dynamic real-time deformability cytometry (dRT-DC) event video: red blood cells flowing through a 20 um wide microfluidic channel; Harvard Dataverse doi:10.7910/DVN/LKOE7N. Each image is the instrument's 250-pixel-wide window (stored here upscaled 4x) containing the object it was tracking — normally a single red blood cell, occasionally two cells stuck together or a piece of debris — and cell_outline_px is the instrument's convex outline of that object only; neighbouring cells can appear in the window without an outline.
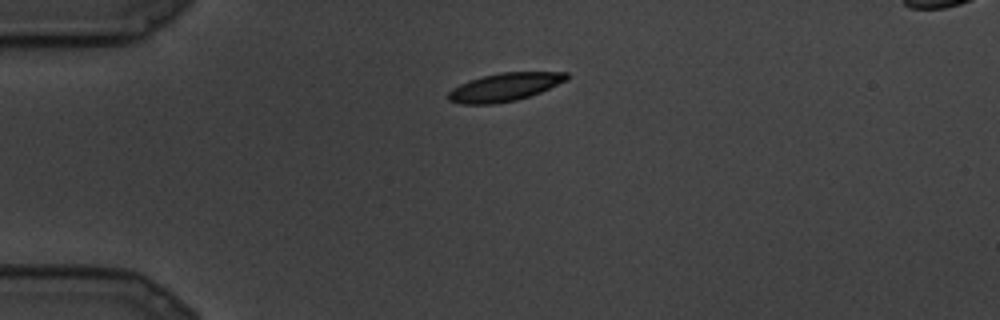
{"species": "common noctule bat (a hibernating species)", "species_latin": "Nyctalus noctula", "temperature_condition": "cold", "stored_images_in_passage": 9, "camera_frame_rate_fps": 3000, "um_per_image_px": 0.085, "animal": {"sex": "male", "body_mass_g": 19.5, "forearm_length_mm": 54.6}, "frame": {"image": 1, "passage_image": 1, "time_ms": 0.0, "image_size_px": [1000, 320], "cell_outline_px": [[568, 80], [540, 92], [516, 100], [496, 104], [460, 104], [448, 100], [448, 92], [452, 88], [460, 84], [484, 76], [500, 72], [568, 72]], "centroid_in_image_um": [42.89, 7.41], "position_along_channel_um": 42.1, "area_um2": 19.31}}
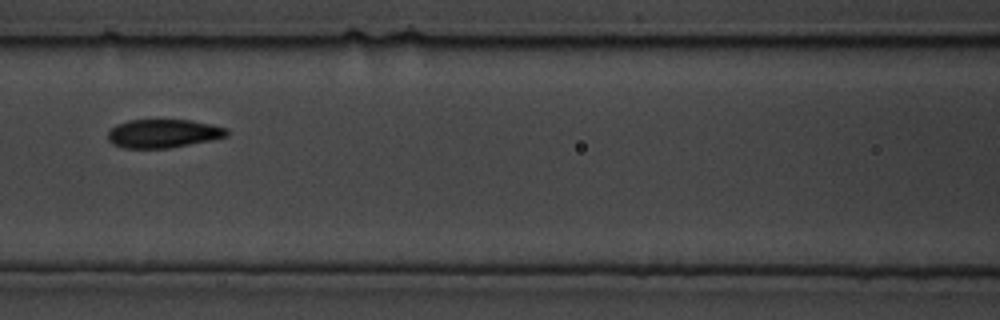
{"frame": {"image": 2, "passage_image": 7, "time_ms": 2.0, "image_size_px": [1000, 320], "cell_outline_px": [[228, 136], [212, 140], [168, 148], [124, 148], [112, 144], [108, 140], [108, 132], [116, 124], [128, 120], [192, 120], [212, 124], [228, 128]], "centroid_in_image_um": [13.89, 11.34], "position_along_channel_um": 152.7, "area_um2": 19.88}}
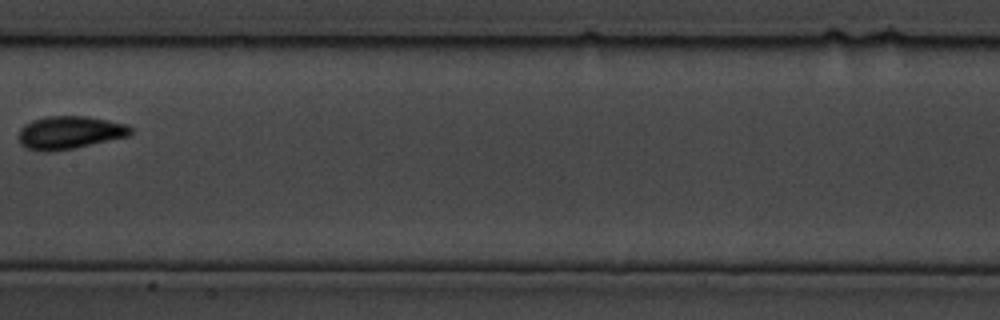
{"frame": {"image": 3, "passage_image": 9, "time_ms": 2.667, "image_size_px": [1000, 320], "cell_outline_px": [[132, 132], [128, 136], [76, 148], [52, 152], [44, 152], [24, 148], [20, 144], [20, 128], [24, 124], [32, 120], [48, 116], [88, 116], [128, 124], [132, 128]], "centroid_in_image_um": [5.92, 11.27], "position_along_channel_um": 201.5, "area_um2": 21.73}}